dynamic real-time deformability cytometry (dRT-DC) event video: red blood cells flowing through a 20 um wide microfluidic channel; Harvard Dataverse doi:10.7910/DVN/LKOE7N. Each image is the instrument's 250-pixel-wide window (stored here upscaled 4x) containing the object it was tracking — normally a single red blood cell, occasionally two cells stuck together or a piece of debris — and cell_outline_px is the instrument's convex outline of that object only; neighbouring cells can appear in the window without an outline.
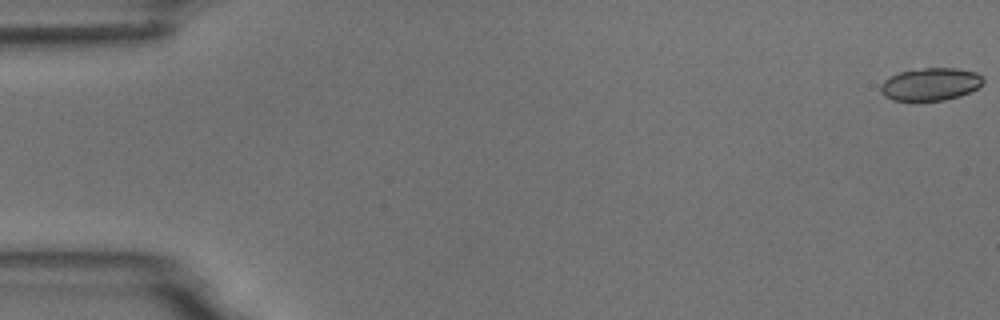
{"species": "common noctule bat (a hibernating species)", "species_latin": "Nyctalus noctula", "temperature_condition": "room temperature", "stored_images_in_passage": 6, "camera_frame_rate_fps": 3000, "um_per_image_px": 0.085, "animal": {"sex": "male", "body_mass_g": 18.8}, "frame": {"image": 1, "passage_image": 1, "time_ms": 0.0, "image_size_px": [1000, 320], "cell_outline_px": [[984, 80], [976, 88], [960, 96], [944, 100], [892, 100], [884, 96], [880, 88], [880, 84], [884, 80], [900, 72], [924, 68], [956, 68], [976, 72], [984, 76]], "centroid_in_image_um": [79.1, 7.15], "position_along_channel_um": 5.9, "area_um2": 19.31}}
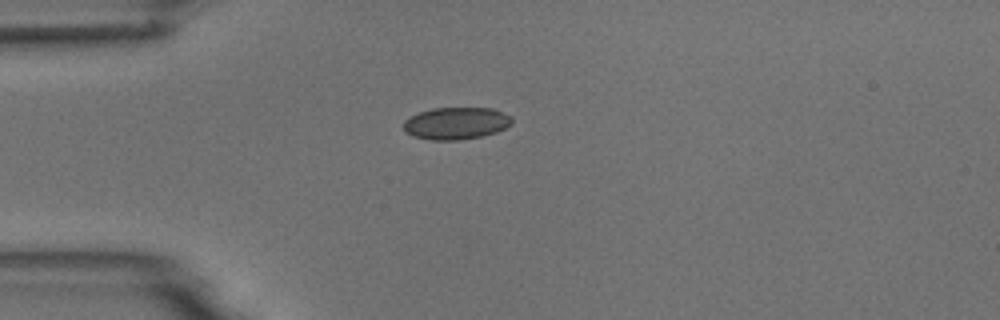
{"frame": {"image": 2, "passage_image": 5, "time_ms": 4.667, "image_size_px": [1000, 320], "cell_outline_px": [[512, 124], [496, 132], [480, 136], [460, 140], [432, 140], [412, 136], [404, 132], [404, 120], [420, 112], [432, 108], [492, 108], [512, 116]], "centroid_in_image_um": [38.76, 10.48], "position_along_channel_um": 46.2, "area_um2": 20.29}}
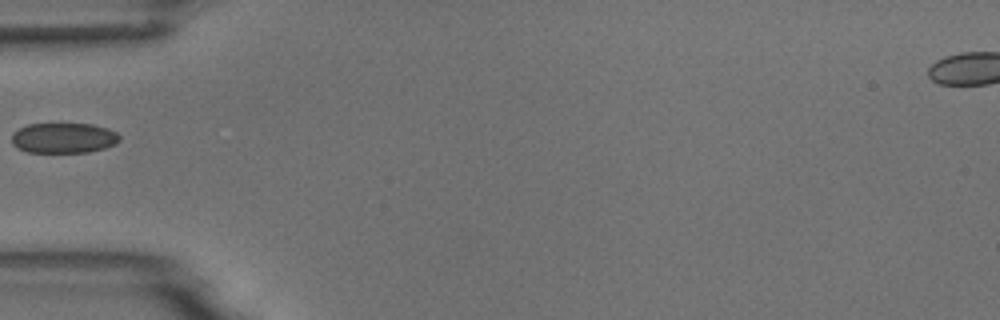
{"frame": {"image": 3, "passage_image": 6, "time_ms": 6.0, "image_size_px": [1000, 320], "cell_outline_px": [[120, 140], [116, 144], [104, 148], [88, 152], [28, 152], [16, 148], [12, 144], [12, 132], [28, 124], [92, 124], [108, 128], [116, 132], [120, 136]], "centroid_in_image_um": [5.41, 11.73], "position_along_channel_um": 79.6, "area_um2": 19.13}}